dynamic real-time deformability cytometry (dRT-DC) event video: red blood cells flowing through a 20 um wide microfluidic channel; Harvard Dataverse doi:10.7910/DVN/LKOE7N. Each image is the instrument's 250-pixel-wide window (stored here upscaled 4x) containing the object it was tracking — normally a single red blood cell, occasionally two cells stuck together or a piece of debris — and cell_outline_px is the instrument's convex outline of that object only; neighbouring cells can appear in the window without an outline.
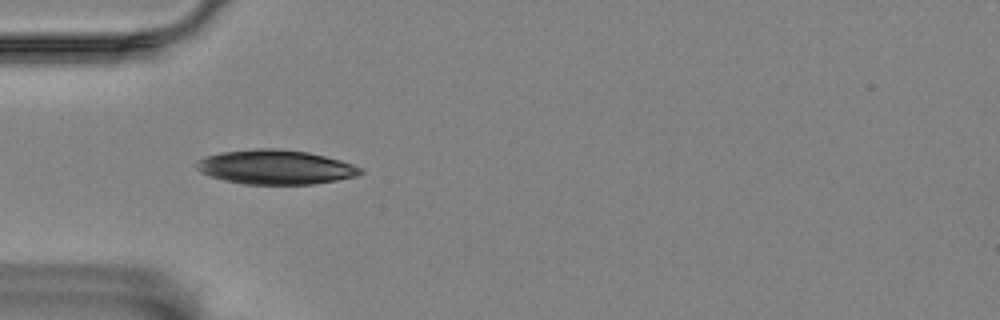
{"species": "Egyptian fruit bat (a non-hibernating species)", "species_latin": "Rousettus aegyptiacus", "temperature_condition": "room temperature", "stored_images_in_passage": 5, "camera_frame_rate_fps": 3000, "um_per_image_px": 0.085, "animal": {"sex": "female"}, "frame": {"image": 1, "passage_image": 4, "time_ms": 3.667, "image_size_px": [1000, 320], "cell_outline_px": [[364, 172], [356, 176], [336, 180], [312, 184], [244, 184], [224, 180], [200, 172], [196, 168], [196, 160], [204, 156], [220, 152], [256, 148], [276, 148], [308, 152], [340, 160], [364, 168]], "centroid_in_image_um": [23.4, 14.19], "position_along_channel_um": 61.6, "area_um2": 32.95}}
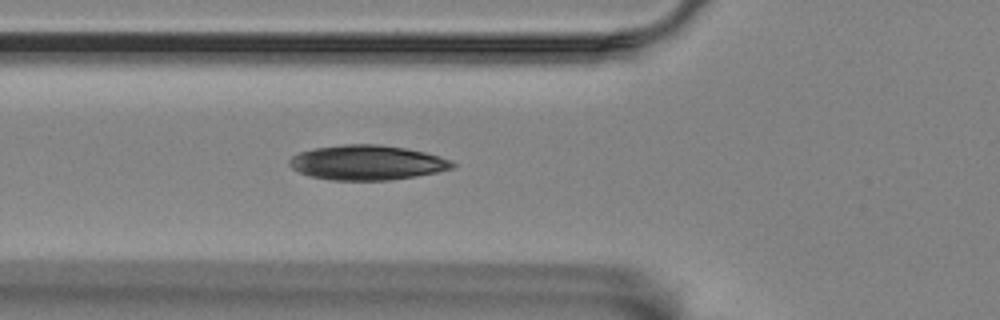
{"frame": {"image": 2, "passage_image": 5, "time_ms": 4.667, "image_size_px": [1000, 320], "cell_outline_px": [[456, 164], [452, 168], [436, 172], [416, 176], [388, 180], [332, 180], [312, 176], [300, 172], [292, 168], [288, 164], [288, 160], [292, 156], [300, 152], [316, 148], [344, 144], [376, 144], [404, 148], [424, 152], [448, 160]], "centroid_in_image_um": [31.16, 13.82], "position_along_channel_um": 94.6, "area_um2": 32.6}}